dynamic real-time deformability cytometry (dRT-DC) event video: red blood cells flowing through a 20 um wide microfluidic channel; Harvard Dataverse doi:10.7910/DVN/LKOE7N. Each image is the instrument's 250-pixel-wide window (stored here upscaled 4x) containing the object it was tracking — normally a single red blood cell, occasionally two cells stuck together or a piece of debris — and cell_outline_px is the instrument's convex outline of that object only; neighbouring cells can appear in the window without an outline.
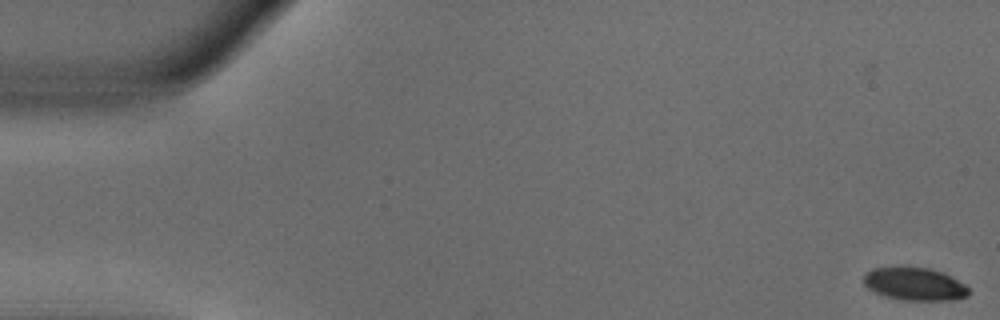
{"species": "common noctule bat (a hibernating species)", "species_latin": "Nyctalus noctula", "temperature_condition": "warm", "stored_images_in_passage": 53, "camera_frame_rate_fps": 3000, "um_per_image_px": 0.085, "animal": {"sex": "male", "body_mass_g": 18.8}, "frame": {"image": 1, "passage_image": 1, "time_ms": 0.0, "image_size_px": [1000, 320], "cell_outline_px": [[968, 296], [948, 300], [904, 300], [884, 296], [868, 288], [864, 284], [864, 276], [872, 268], [928, 268], [940, 272], [964, 284], [968, 288]], "centroid_in_image_um": [77.72, 24.16], "position_along_channel_um": 7.3, "area_um2": 19.48}}
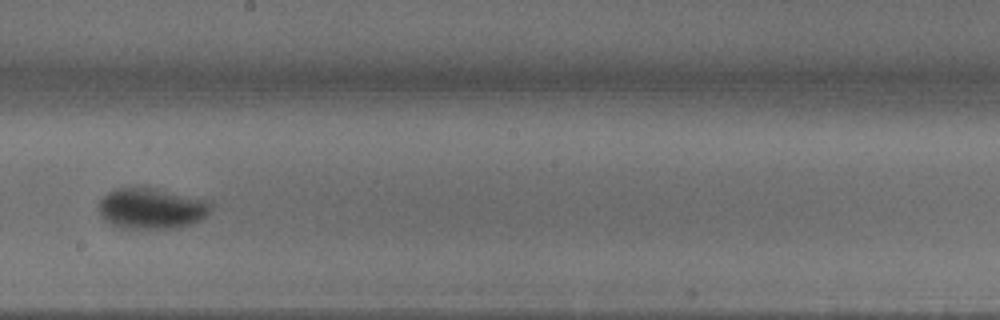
{"frame": {"image": 2, "passage_image": 30, "time_ms": 9.667, "image_size_px": [1000, 320], "cell_outline_px": [[212, 208], [204, 220], [180, 228], [124, 228], [112, 224], [104, 220], [100, 216], [96, 208], [100, 200], [108, 192], [116, 188], [136, 184], [156, 188], [212, 200]], "centroid_in_image_um": [12.9, 17.68], "position_along_channel_um": 235.3, "area_um2": 27.86}}
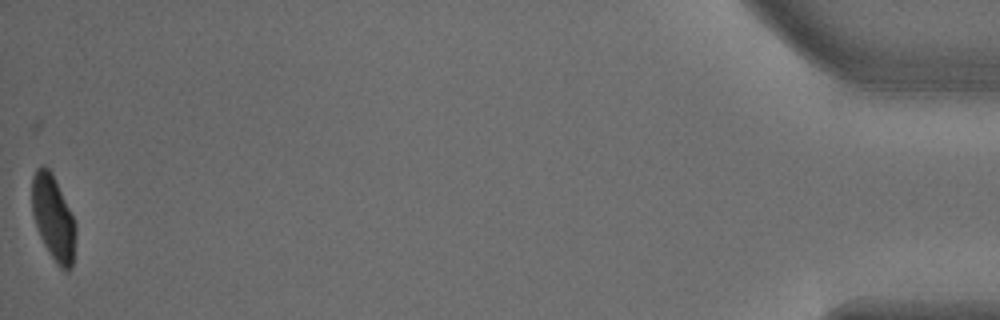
{"frame": {"image": 3, "passage_image": 53, "time_ms": 17.333, "image_size_px": [1000, 320], "cell_outline_px": [[76, 232], [72, 268], [68, 272], [64, 272], [60, 268], [44, 244], [36, 228], [32, 212], [32, 176], [36, 168], [40, 164], [44, 164], [52, 172], [76, 224]], "centroid_in_image_um": [4.52, 18.51], "position_along_channel_um": 430.7, "area_um2": 21.73}, "authors_computed_cell_mechanics": {"area_um2": 23.5246, "velocity_mm_per_s": 3.8153, "shape_relaxation_time_tau1_ms": 2.3485, "shape_relaxation_time_tau2_ms": null, "deformation_change_tau1": 0.1591, "deformation_change_tau2": null}}